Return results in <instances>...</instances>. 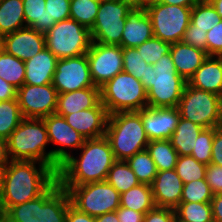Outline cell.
Here are the masks:
<instances>
[{
  "label": "cell",
  "instance_id": "obj_36",
  "mask_svg": "<svg viewBox=\"0 0 222 222\" xmlns=\"http://www.w3.org/2000/svg\"><path fill=\"white\" fill-rule=\"evenodd\" d=\"M126 162L129 164L140 183L152 184L157 174V169L146 149L129 157Z\"/></svg>",
  "mask_w": 222,
  "mask_h": 222
},
{
  "label": "cell",
  "instance_id": "obj_60",
  "mask_svg": "<svg viewBox=\"0 0 222 222\" xmlns=\"http://www.w3.org/2000/svg\"><path fill=\"white\" fill-rule=\"evenodd\" d=\"M0 222H6V221L0 216Z\"/></svg>",
  "mask_w": 222,
  "mask_h": 222
},
{
  "label": "cell",
  "instance_id": "obj_46",
  "mask_svg": "<svg viewBox=\"0 0 222 222\" xmlns=\"http://www.w3.org/2000/svg\"><path fill=\"white\" fill-rule=\"evenodd\" d=\"M205 178L214 195L222 193V166L207 165Z\"/></svg>",
  "mask_w": 222,
  "mask_h": 222
},
{
  "label": "cell",
  "instance_id": "obj_44",
  "mask_svg": "<svg viewBox=\"0 0 222 222\" xmlns=\"http://www.w3.org/2000/svg\"><path fill=\"white\" fill-rule=\"evenodd\" d=\"M206 35L208 56H222V19Z\"/></svg>",
  "mask_w": 222,
  "mask_h": 222
},
{
  "label": "cell",
  "instance_id": "obj_47",
  "mask_svg": "<svg viewBox=\"0 0 222 222\" xmlns=\"http://www.w3.org/2000/svg\"><path fill=\"white\" fill-rule=\"evenodd\" d=\"M176 213L172 208L155 207L148 211L143 222H175Z\"/></svg>",
  "mask_w": 222,
  "mask_h": 222
},
{
  "label": "cell",
  "instance_id": "obj_56",
  "mask_svg": "<svg viewBox=\"0 0 222 222\" xmlns=\"http://www.w3.org/2000/svg\"><path fill=\"white\" fill-rule=\"evenodd\" d=\"M123 3L129 4L132 8L145 7L149 0H119Z\"/></svg>",
  "mask_w": 222,
  "mask_h": 222
},
{
  "label": "cell",
  "instance_id": "obj_8",
  "mask_svg": "<svg viewBox=\"0 0 222 222\" xmlns=\"http://www.w3.org/2000/svg\"><path fill=\"white\" fill-rule=\"evenodd\" d=\"M180 117L204 129L222 126L221 96L206 92L186 83L177 106Z\"/></svg>",
  "mask_w": 222,
  "mask_h": 222
},
{
  "label": "cell",
  "instance_id": "obj_25",
  "mask_svg": "<svg viewBox=\"0 0 222 222\" xmlns=\"http://www.w3.org/2000/svg\"><path fill=\"white\" fill-rule=\"evenodd\" d=\"M99 102V87L58 94L56 114L64 117L67 114L94 108Z\"/></svg>",
  "mask_w": 222,
  "mask_h": 222
},
{
  "label": "cell",
  "instance_id": "obj_16",
  "mask_svg": "<svg viewBox=\"0 0 222 222\" xmlns=\"http://www.w3.org/2000/svg\"><path fill=\"white\" fill-rule=\"evenodd\" d=\"M52 85L58 94L96 87L91 79L87 55L58 59Z\"/></svg>",
  "mask_w": 222,
  "mask_h": 222
},
{
  "label": "cell",
  "instance_id": "obj_45",
  "mask_svg": "<svg viewBox=\"0 0 222 222\" xmlns=\"http://www.w3.org/2000/svg\"><path fill=\"white\" fill-rule=\"evenodd\" d=\"M207 31L195 29L190 24L184 32L182 42L207 52Z\"/></svg>",
  "mask_w": 222,
  "mask_h": 222
},
{
  "label": "cell",
  "instance_id": "obj_37",
  "mask_svg": "<svg viewBox=\"0 0 222 222\" xmlns=\"http://www.w3.org/2000/svg\"><path fill=\"white\" fill-rule=\"evenodd\" d=\"M101 0H70V19L92 29Z\"/></svg>",
  "mask_w": 222,
  "mask_h": 222
},
{
  "label": "cell",
  "instance_id": "obj_34",
  "mask_svg": "<svg viewBox=\"0 0 222 222\" xmlns=\"http://www.w3.org/2000/svg\"><path fill=\"white\" fill-rule=\"evenodd\" d=\"M174 210L175 222H214L211 203H180Z\"/></svg>",
  "mask_w": 222,
  "mask_h": 222
},
{
  "label": "cell",
  "instance_id": "obj_41",
  "mask_svg": "<svg viewBox=\"0 0 222 222\" xmlns=\"http://www.w3.org/2000/svg\"><path fill=\"white\" fill-rule=\"evenodd\" d=\"M172 43L152 37L140 46L136 47L147 64H155L165 54H169Z\"/></svg>",
  "mask_w": 222,
  "mask_h": 222
},
{
  "label": "cell",
  "instance_id": "obj_4",
  "mask_svg": "<svg viewBox=\"0 0 222 222\" xmlns=\"http://www.w3.org/2000/svg\"><path fill=\"white\" fill-rule=\"evenodd\" d=\"M12 161H38L51 167V149L43 119L23 118L7 139Z\"/></svg>",
  "mask_w": 222,
  "mask_h": 222
},
{
  "label": "cell",
  "instance_id": "obj_19",
  "mask_svg": "<svg viewBox=\"0 0 222 222\" xmlns=\"http://www.w3.org/2000/svg\"><path fill=\"white\" fill-rule=\"evenodd\" d=\"M108 117L109 113L101 101L94 108L64 116L66 122L86 139L104 136Z\"/></svg>",
  "mask_w": 222,
  "mask_h": 222
},
{
  "label": "cell",
  "instance_id": "obj_38",
  "mask_svg": "<svg viewBox=\"0 0 222 222\" xmlns=\"http://www.w3.org/2000/svg\"><path fill=\"white\" fill-rule=\"evenodd\" d=\"M221 19L210 2H197L191 10L190 25L195 29L208 32Z\"/></svg>",
  "mask_w": 222,
  "mask_h": 222
},
{
  "label": "cell",
  "instance_id": "obj_1",
  "mask_svg": "<svg viewBox=\"0 0 222 222\" xmlns=\"http://www.w3.org/2000/svg\"><path fill=\"white\" fill-rule=\"evenodd\" d=\"M56 180L57 173L45 163L11 160L0 173V216L39 197Z\"/></svg>",
  "mask_w": 222,
  "mask_h": 222
},
{
  "label": "cell",
  "instance_id": "obj_50",
  "mask_svg": "<svg viewBox=\"0 0 222 222\" xmlns=\"http://www.w3.org/2000/svg\"><path fill=\"white\" fill-rule=\"evenodd\" d=\"M66 222H95V217L78 211L70 204L67 209Z\"/></svg>",
  "mask_w": 222,
  "mask_h": 222
},
{
  "label": "cell",
  "instance_id": "obj_11",
  "mask_svg": "<svg viewBox=\"0 0 222 222\" xmlns=\"http://www.w3.org/2000/svg\"><path fill=\"white\" fill-rule=\"evenodd\" d=\"M192 7L149 0L145 9L152 22L154 37L170 43L181 41L190 24Z\"/></svg>",
  "mask_w": 222,
  "mask_h": 222
},
{
  "label": "cell",
  "instance_id": "obj_18",
  "mask_svg": "<svg viewBox=\"0 0 222 222\" xmlns=\"http://www.w3.org/2000/svg\"><path fill=\"white\" fill-rule=\"evenodd\" d=\"M45 48L44 34L30 27L3 36L2 49L24 62Z\"/></svg>",
  "mask_w": 222,
  "mask_h": 222
},
{
  "label": "cell",
  "instance_id": "obj_29",
  "mask_svg": "<svg viewBox=\"0 0 222 222\" xmlns=\"http://www.w3.org/2000/svg\"><path fill=\"white\" fill-rule=\"evenodd\" d=\"M120 206L146 214L156 207L151 185L140 183L120 194Z\"/></svg>",
  "mask_w": 222,
  "mask_h": 222
},
{
  "label": "cell",
  "instance_id": "obj_28",
  "mask_svg": "<svg viewBox=\"0 0 222 222\" xmlns=\"http://www.w3.org/2000/svg\"><path fill=\"white\" fill-rule=\"evenodd\" d=\"M26 27L23 0H0V35Z\"/></svg>",
  "mask_w": 222,
  "mask_h": 222
},
{
  "label": "cell",
  "instance_id": "obj_26",
  "mask_svg": "<svg viewBox=\"0 0 222 222\" xmlns=\"http://www.w3.org/2000/svg\"><path fill=\"white\" fill-rule=\"evenodd\" d=\"M203 130L204 128L198 124L180 117L176 130L169 140L179 156L191 155L196 138Z\"/></svg>",
  "mask_w": 222,
  "mask_h": 222
},
{
  "label": "cell",
  "instance_id": "obj_10",
  "mask_svg": "<svg viewBox=\"0 0 222 222\" xmlns=\"http://www.w3.org/2000/svg\"><path fill=\"white\" fill-rule=\"evenodd\" d=\"M62 188L67 190L73 207L95 218L120 207V194L107 181Z\"/></svg>",
  "mask_w": 222,
  "mask_h": 222
},
{
  "label": "cell",
  "instance_id": "obj_32",
  "mask_svg": "<svg viewBox=\"0 0 222 222\" xmlns=\"http://www.w3.org/2000/svg\"><path fill=\"white\" fill-rule=\"evenodd\" d=\"M0 77L15 88H20L24 84L25 78L24 61L2 49L0 51Z\"/></svg>",
  "mask_w": 222,
  "mask_h": 222
},
{
  "label": "cell",
  "instance_id": "obj_14",
  "mask_svg": "<svg viewBox=\"0 0 222 222\" xmlns=\"http://www.w3.org/2000/svg\"><path fill=\"white\" fill-rule=\"evenodd\" d=\"M17 100L23 118L43 119L56 113L58 92L50 84H23L17 89Z\"/></svg>",
  "mask_w": 222,
  "mask_h": 222
},
{
  "label": "cell",
  "instance_id": "obj_23",
  "mask_svg": "<svg viewBox=\"0 0 222 222\" xmlns=\"http://www.w3.org/2000/svg\"><path fill=\"white\" fill-rule=\"evenodd\" d=\"M170 54L176 72L187 82L208 57L207 52L182 41L172 43Z\"/></svg>",
  "mask_w": 222,
  "mask_h": 222
},
{
  "label": "cell",
  "instance_id": "obj_39",
  "mask_svg": "<svg viewBox=\"0 0 222 222\" xmlns=\"http://www.w3.org/2000/svg\"><path fill=\"white\" fill-rule=\"evenodd\" d=\"M207 165L198 162L192 155L179 156L175 171L184 184L205 179Z\"/></svg>",
  "mask_w": 222,
  "mask_h": 222
},
{
  "label": "cell",
  "instance_id": "obj_49",
  "mask_svg": "<svg viewBox=\"0 0 222 222\" xmlns=\"http://www.w3.org/2000/svg\"><path fill=\"white\" fill-rule=\"evenodd\" d=\"M116 214L119 222H143L145 216L144 213L121 206L116 210Z\"/></svg>",
  "mask_w": 222,
  "mask_h": 222
},
{
  "label": "cell",
  "instance_id": "obj_9",
  "mask_svg": "<svg viewBox=\"0 0 222 222\" xmlns=\"http://www.w3.org/2000/svg\"><path fill=\"white\" fill-rule=\"evenodd\" d=\"M44 36L46 48L58 59L86 54L92 44L90 30L73 19L56 22Z\"/></svg>",
  "mask_w": 222,
  "mask_h": 222
},
{
  "label": "cell",
  "instance_id": "obj_40",
  "mask_svg": "<svg viewBox=\"0 0 222 222\" xmlns=\"http://www.w3.org/2000/svg\"><path fill=\"white\" fill-rule=\"evenodd\" d=\"M214 194L206 178L184 184L181 203H210Z\"/></svg>",
  "mask_w": 222,
  "mask_h": 222
},
{
  "label": "cell",
  "instance_id": "obj_30",
  "mask_svg": "<svg viewBox=\"0 0 222 222\" xmlns=\"http://www.w3.org/2000/svg\"><path fill=\"white\" fill-rule=\"evenodd\" d=\"M146 150L154 161L157 171L175 169L179 155L169 139L149 141Z\"/></svg>",
  "mask_w": 222,
  "mask_h": 222
},
{
  "label": "cell",
  "instance_id": "obj_7",
  "mask_svg": "<svg viewBox=\"0 0 222 222\" xmlns=\"http://www.w3.org/2000/svg\"><path fill=\"white\" fill-rule=\"evenodd\" d=\"M153 78L147 90L148 106L177 107L187 83L177 72L171 54H165L153 64Z\"/></svg>",
  "mask_w": 222,
  "mask_h": 222
},
{
  "label": "cell",
  "instance_id": "obj_6",
  "mask_svg": "<svg viewBox=\"0 0 222 222\" xmlns=\"http://www.w3.org/2000/svg\"><path fill=\"white\" fill-rule=\"evenodd\" d=\"M100 101L109 115L140 111L148 106L147 90L140 80L122 71L100 87Z\"/></svg>",
  "mask_w": 222,
  "mask_h": 222
},
{
  "label": "cell",
  "instance_id": "obj_3",
  "mask_svg": "<svg viewBox=\"0 0 222 222\" xmlns=\"http://www.w3.org/2000/svg\"><path fill=\"white\" fill-rule=\"evenodd\" d=\"M70 204L67 190L56 180L42 195L11 207L2 218L6 222H66Z\"/></svg>",
  "mask_w": 222,
  "mask_h": 222
},
{
  "label": "cell",
  "instance_id": "obj_55",
  "mask_svg": "<svg viewBox=\"0 0 222 222\" xmlns=\"http://www.w3.org/2000/svg\"><path fill=\"white\" fill-rule=\"evenodd\" d=\"M95 222H119L116 211L105 213L95 218Z\"/></svg>",
  "mask_w": 222,
  "mask_h": 222
},
{
  "label": "cell",
  "instance_id": "obj_43",
  "mask_svg": "<svg viewBox=\"0 0 222 222\" xmlns=\"http://www.w3.org/2000/svg\"><path fill=\"white\" fill-rule=\"evenodd\" d=\"M48 30L59 21L70 19V0H45Z\"/></svg>",
  "mask_w": 222,
  "mask_h": 222
},
{
  "label": "cell",
  "instance_id": "obj_20",
  "mask_svg": "<svg viewBox=\"0 0 222 222\" xmlns=\"http://www.w3.org/2000/svg\"><path fill=\"white\" fill-rule=\"evenodd\" d=\"M183 186L175 169L157 171L151 184L156 207L175 209L181 203Z\"/></svg>",
  "mask_w": 222,
  "mask_h": 222
},
{
  "label": "cell",
  "instance_id": "obj_22",
  "mask_svg": "<svg viewBox=\"0 0 222 222\" xmlns=\"http://www.w3.org/2000/svg\"><path fill=\"white\" fill-rule=\"evenodd\" d=\"M190 86L222 95V56H208L187 82Z\"/></svg>",
  "mask_w": 222,
  "mask_h": 222
},
{
  "label": "cell",
  "instance_id": "obj_58",
  "mask_svg": "<svg viewBox=\"0 0 222 222\" xmlns=\"http://www.w3.org/2000/svg\"><path fill=\"white\" fill-rule=\"evenodd\" d=\"M3 45V36L0 35V51L2 50Z\"/></svg>",
  "mask_w": 222,
  "mask_h": 222
},
{
  "label": "cell",
  "instance_id": "obj_54",
  "mask_svg": "<svg viewBox=\"0 0 222 222\" xmlns=\"http://www.w3.org/2000/svg\"><path fill=\"white\" fill-rule=\"evenodd\" d=\"M155 1L163 4L179 5V6H194L197 3L196 0H155Z\"/></svg>",
  "mask_w": 222,
  "mask_h": 222
},
{
  "label": "cell",
  "instance_id": "obj_2",
  "mask_svg": "<svg viewBox=\"0 0 222 222\" xmlns=\"http://www.w3.org/2000/svg\"><path fill=\"white\" fill-rule=\"evenodd\" d=\"M115 161L110 142L105 135L86 139L79 151L60 165L57 180L61 187L106 181L108 171Z\"/></svg>",
  "mask_w": 222,
  "mask_h": 222
},
{
  "label": "cell",
  "instance_id": "obj_33",
  "mask_svg": "<svg viewBox=\"0 0 222 222\" xmlns=\"http://www.w3.org/2000/svg\"><path fill=\"white\" fill-rule=\"evenodd\" d=\"M45 0H23L26 27L45 34L48 31V14Z\"/></svg>",
  "mask_w": 222,
  "mask_h": 222
},
{
  "label": "cell",
  "instance_id": "obj_5",
  "mask_svg": "<svg viewBox=\"0 0 222 222\" xmlns=\"http://www.w3.org/2000/svg\"><path fill=\"white\" fill-rule=\"evenodd\" d=\"M105 136L115 160H127L149 144L141 115L137 111L116 112L108 117Z\"/></svg>",
  "mask_w": 222,
  "mask_h": 222
},
{
  "label": "cell",
  "instance_id": "obj_57",
  "mask_svg": "<svg viewBox=\"0 0 222 222\" xmlns=\"http://www.w3.org/2000/svg\"><path fill=\"white\" fill-rule=\"evenodd\" d=\"M209 2L215 8L219 16L222 18V0H210Z\"/></svg>",
  "mask_w": 222,
  "mask_h": 222
},
{
  "label": "cell",
  "instance_id": "obj_13",
  "mask_svg": "<svg viewBox=\"0 0 222 222\" xmlns=\"http://www.w3.org/2000/svg\"><path fill=\"white\" fill-rule=\"evenodd\" d=\"M51 147V168L58 173L60 165L66 161L74 151L77 152L86 138L74 130L63 116L56 113L43 118ZM54 148V149H53Z\"/></svg>",
  "mask_w": 222,
  "mask_h": 222
},
{
  "label": "cell",
  "instance_id": "obj_52",
  "mask_svg": "<svg viewBox=\"0 0 222 222\" xmlns=\"http://www.w3.org/2000/svg\"><path fill=\"white\" fill-rule=\"evenodd\" d=\"M212 216L214 222H222V193L215 194L211 200Z\"/></svg>",
  "mask_w": 222,
  "mask_h": 222
},
{
  "label": "cell",
  "instance_id": "obj_31",
  "mask_svg": "<svg viewBox=\"0 0 222 222\" xmlns=\"http://www.w3.org/2000/svg\"><path fill=\"white\" fill-rule=\"evenodd\" d=\"M106 181L112 185L119 194L140 184L136 175L125 160H116L110 170Z\"/></svg>",
  "mask_w": 222,
  "mask_h": 222
},
{
  "label": "cell",
  "instance_id": "obj_59",
  "mask_svg": "<svg viewBox=\"0 0 222 222\" xmlns=\"http://www.w3.org/2000/svg\"><path fill=\"white\" fill-rule=\"evenodd\" d=\"M197 2H209L210 0H196Z\"/></svg>",
  "mask_w": 222,
  "mask_h": 222
},
{
  "label": "cell",
  "instance_id": "obj_15",
  "mask_svg": "<svg viewBox=\"0 0 222 222\" xmlns=\"http://www.w3.org/2000/svg\"><path fill=\"white\" fill-rule=\"evenodd\" d=\"M92 82L103 86L123 71V54L120 45H104L92 42L86 53Z\"/></svg>",
  "mask_w": 222,
  "mask_h": 222
},
{
  "label": "cell",
  "instance_id": "obj_21",
  "mask_svg": "<svg viewBox=\"0 0 222 222\" xmlns=\"http://www.w3.org/2000/svg\"><path fill=\"white\" fill-rule=\"evenodd\" d=\"M152 37H154L152 22L145 7L132 8L124 24L121 47H138Z\"/></svg>",
  "mask_w": 222,
  "mask_h": 222
},
{
  "label": "cell",
  "instance_id": "obj_12",
  "mask_svg": "<svg viewBox=\"0 0 222 222\" xmlns=\"http://www.w3.org/2000/svg\"><path fill=\"white\" fill-rule=\"evenodd\" d=\"M132 7L119 0H101L91 32L92 42L120 45L127 14Z\"/></svg>",
  "mask_w": 222,
  "mask_h": 222
},
{
  "label": "cell",
  "instance_id": "obj_42",
  "mask_svg": "<svg viewBox=\"0 0 222 222\" xmlns=\"http://www.w3.org/2000/svg\"><path fill=\"white\" fill-rule=\"evenodd\" d=\"M214 137V128L204 129L196 138V144L191 155L205 165L211 163L212 143Z\"/></svg>",
  "mask_w": 222,
  "mask_h": 222
},
{
  "label": "cell",
  "instance_id": "obj_17",
  "mask_svg": "<svg viewBox=\"0 0 222 222\" xmlns=\"http://www.w3.org/2000/svg\"><path fill=\"white\" fill-rule=\"evenodd\" d=\"M145 133L149 139H169L176 130L180 113L177 107L155 108L147 106L140 111Z\"/></svg>",
  "mask_w": 222,
  "mask_h": 222
},
{
  "label": "cell",
  "instance_id": "obj_27",
  "mask_svg": "<svg viewBox=\"0 0 222 222\" xmlns=\"http://www.w3.org/2000/svg\"><path fill=\"white\" fill-rule=\"evenodd\" d=\"M122 54L123 71L140 80L144 88L148 90L153 78V64H147L136 47L122 48Z\"/></svg>",
  "mask_w": 222,
  "mask_h": 222
},
{
  "label": "cell",
  "instance_id": "obj_48",
  "mask_svg": "<svg viewBox=\"0 0 222 222\" xmlns=\"http://www.w3.org/2000/svg\"><path fill=\"white\" fill-rule=\"evenodd\" d=\"M211 163L222 166V126L214 128Z\"/></svg>",
  "mask_w": 222,
  "mask_h": 222
},
{
  "label": "cell",
  "instance_id": "obj_35",
  "mask_svg": "<svg viewBox=\"0 0 222 222\" xmlns=\"http://www.w3.org/2000/svg\"><path fill=\"white\" fill-rule=\"evenodd\" d=\"M23 116L17 98L0 101V137L8 139L20 124Z\"/></svg>",
  "mask_w": 222,
  "mask_h": 222
},
{
  "label": "cell",
  "instance_id": "obj_24",
  "mask_svg": "<svg viewBox=\"0 0 222 222\" xmlns=\"http://www.w3.org/2000/svg\"><path fill=\"white\" fill-rule=\"evenodd\" d=\"M58 58L47 48L26 60L24 84L45 85L52 83Z\"/></svg>",
  "mask_w": 222,
  "mask_h": 222
},
{
  "label": "cell",
  "instance_id": "obj_53",
  "mask_svg": "<svg viewBox=\"0 0 222 222\" xmlns=\"http://www.w3.org/2000/svg\"><path fill=\"white\" fill-rule=\"evenodd\" d=\"M10 161L7 140L0 137V171H2Z\"/></svg>",
  "mask_w": 222,
  "mask_h": 222
},
{
  "label": "cell",
  "instance_id": "obj_51",
  "mask_svg": "<svg viewBox=\"0 0 222 222\" xmlns=\"http://www.w3.org/2000/svg\"><path fill=\"white\" fill-rule=\"evenodd\" d=\"M17 98V88L0 77V101Z\"/></svg>",
  "mask_w": 222,
  "mask_h": 222
}]
</instances>
